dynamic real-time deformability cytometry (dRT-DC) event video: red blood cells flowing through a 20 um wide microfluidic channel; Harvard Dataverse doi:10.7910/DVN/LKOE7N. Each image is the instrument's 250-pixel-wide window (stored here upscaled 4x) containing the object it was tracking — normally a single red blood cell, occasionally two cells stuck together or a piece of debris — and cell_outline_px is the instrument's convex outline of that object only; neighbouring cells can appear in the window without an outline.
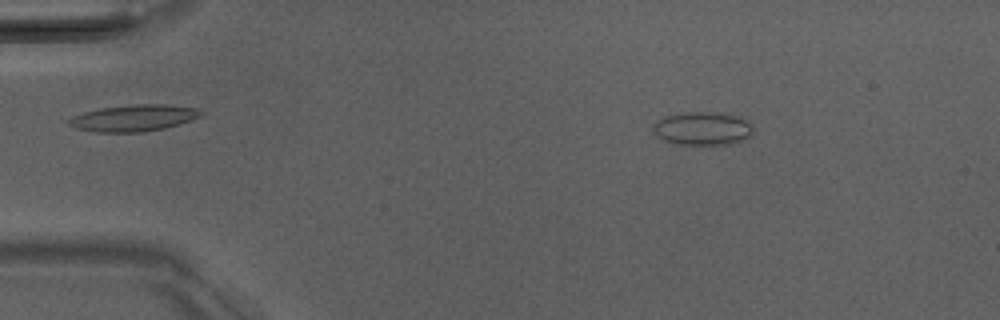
{"species": "Egyptian fruit bat (a non-hibernating species)", "species_latin": "Rousettus aegyptiacus", "temperature_condition": "room temperature", "stored_images_in_passage": 51, "camera_frame_rate_fps": 3000, "um_per_image_px": 0.085, "animal": {"sex": "male"}, "frame": {"image": 1, "passage_image": 8, "time_ms": 2.333, "image_size_px": [1000, 320], "cell_outline_px": [[752, 136], [744, 140], [728, 144], [672, 144], [656, 136], [652, 132], [652, 124], [656, 120], [664, 116], [688, 112], [712, 112], [740, 116], [752, 124]], "centroid_in_image_um": [59.69, 10.92], "position_along_channel_um": 25.3, "area_um2": 19.71}}
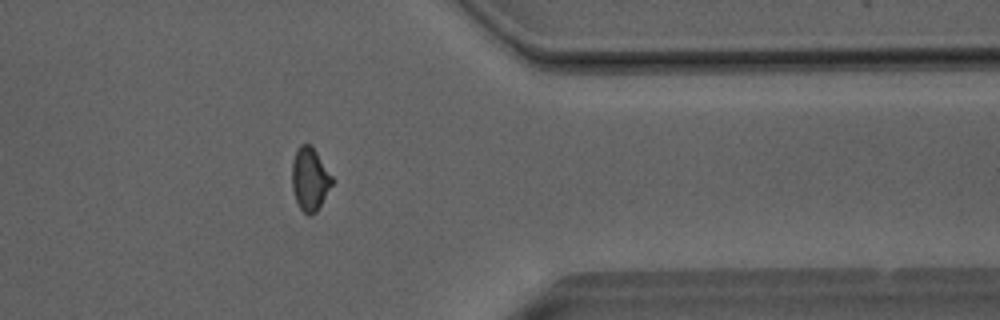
{"frame": {"image": 2, "passage_image": 41, "time_ms": 13.333, "image_size_px": [1000, 320], "cell_outline_px": [[336, 180], [316, 212], [308, 216], [300, 208], [296, 200], [292, 188], [292, 164], [296, 152], [300, 144], [308, 144], [316, 152]], "centroid_in_image_um": [26.37, 15.25], "position_along_channel_um": 385.0, "area_um2": 14.74}}
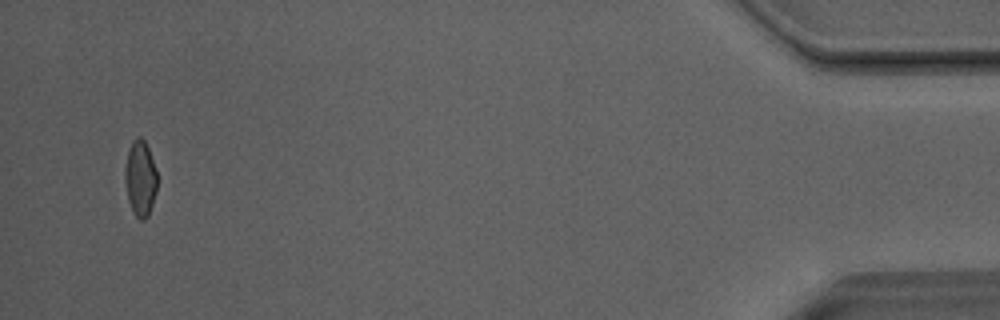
{"frame": {"image": 3, "passage_image": 49, "time_ms": 16.0, "image_size_px": [1000, 320], "cell_outline_px": [[156, 192], [148, 216], [144, 220], [140, 220], [132, 212], [128, 200], [124, 180], [124, 168], [128, 152], [132, 140], [136, 136], [140, 136], [144, 140], [148, 148], [156, 172]], "centroid_in_image_um": [11.9, 15.17], "position_along_channel_um": 423.3, "area_um2": 14.22}, "authors_computed_cell_mechanics": {"area_um2": 15.0858, "velocity_mm_per_s": 4.0587, "shape_relaxation_time_tau1_ms": null, "shape_relaxation_time_tau2_ms": 1.0054, "deformation_change_tau1": null, "deformation_change_tau2": 0.052}}